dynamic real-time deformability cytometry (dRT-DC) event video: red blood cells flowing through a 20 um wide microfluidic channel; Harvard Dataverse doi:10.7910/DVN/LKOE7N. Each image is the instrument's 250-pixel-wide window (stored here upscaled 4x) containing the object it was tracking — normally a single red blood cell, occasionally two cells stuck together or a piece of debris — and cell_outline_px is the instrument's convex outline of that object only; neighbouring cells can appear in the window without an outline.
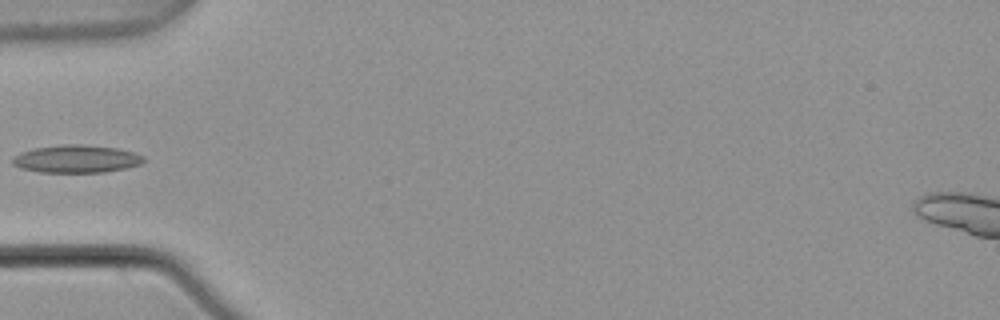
{"species": "common noctule bat (a hibernating species)", "species_latin": "Nyctalus noctula", "temperature_condition": "warm", "stored_images_in_passage": 6, "camera_frame_rate_fps": 3000, "um_per_image_px": 0.085, "animal": {"sex": "male", "body_mass_g": 21.5, "forearm_length_mm": 52.0}, "frame": {"image": 1, "passage_image": 6, "time_ms": 1.667, "image_size_px": [1000, 320], "cell_outline_px": [[144, 160], [140, 164], [124, 168], [104, 172], [40, 172], [24, 168], [12, 164], [12, 160], [16, 156], [24, 152], [36, 148], [64, 144], [80, 144], [116, 148], [132, 152], [144, 156]], "centroid_in_image_um": [6.53, 13.51], "position_along_channel_um": 78.5, "area_um2": 20.69}}